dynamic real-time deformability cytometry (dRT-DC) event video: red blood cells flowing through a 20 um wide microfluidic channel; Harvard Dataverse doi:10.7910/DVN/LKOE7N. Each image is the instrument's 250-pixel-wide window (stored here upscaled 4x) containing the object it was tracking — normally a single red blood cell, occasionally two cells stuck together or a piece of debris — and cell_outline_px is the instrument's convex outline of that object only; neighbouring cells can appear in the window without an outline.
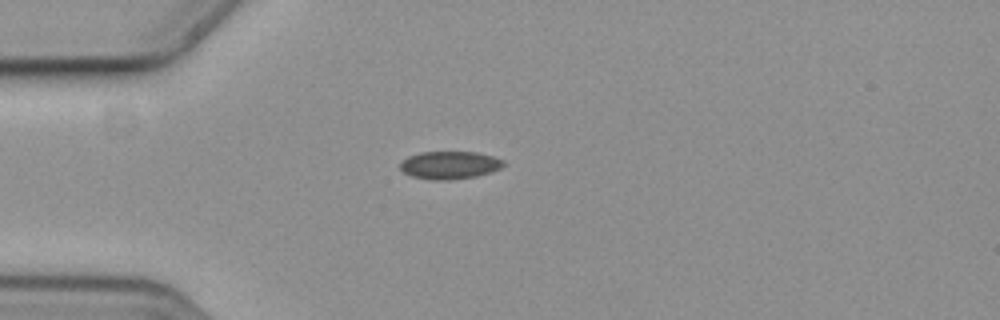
{"species": "common noctule bat (a hibernating species)", "species_latin": "Nyctalus noctula", "temperature_condition": "cold", "stored_images_in_passage": 29, "camera_frame_rate_fps": 3000, "um_per_image_px": 0.085, "animal": {"sex": "female", "body_mass_g": 19.3, "forearm_length_mm": 54.1}, "frame": {"image": 1, "passage_image": 1, "time_ms": 0.0, "image_size_px": [1000, 320], "cell_outline_px": [[504, 164], [500, 168], [476, 176], [440, 180], [436, 180], [412, 176], [404, 172], [400, 168], [400, 164], [408, 156], [420, 152], [476, 152], [492, 156], [504, 160]], "centroid_in_image_um": [38.21, 14.01], "position_along_channel_um": 46.8, "area_um2": 16.36}}
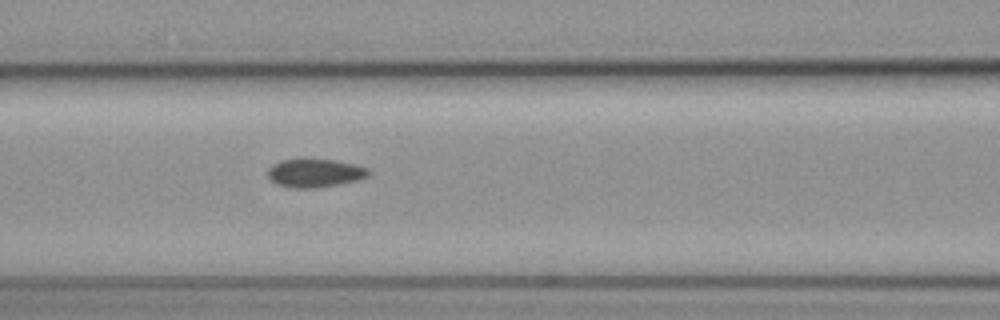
{"frame": {"image": 2, "passage_image": 10, "time_ms": 3.0, "image_size_px": [1000, 320], "cell_outline_px": [[372, 172], [368, 176], [356, 180], [340, 184], [316, 188], [288, 188], [276, 184], [268, 176], [268, 168], [272, 164], [284, 160], [332, 160], [352, 164], [368, 168]], "centroid_in_image_um": [26.76, 14.73], "position_along_channel_um": 139.8, "area_um2": 16.47}}
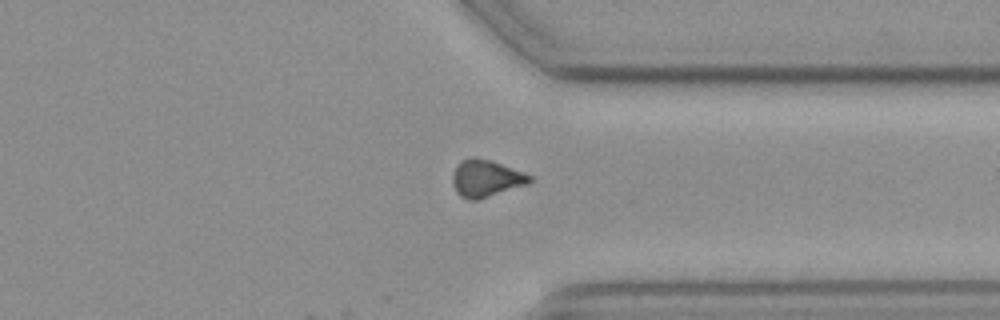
{"frame": {"image": 3, "passage_image": 29, "time_ms": 9.333, "image_size_px": [1000, 320], "cell_outline_px": [[532, 180], [528, 184], [480, 200], [468, 200], [460, 196], [456, 192], [452, 184], [452, 172], [460, 160], [468, 156], [476, 156], [492, 160], [532, 176]], "centroid_in_image_um": [41.27, 15.15], "position_along_channel_um": 370.1, "area_um2": 17.11}}